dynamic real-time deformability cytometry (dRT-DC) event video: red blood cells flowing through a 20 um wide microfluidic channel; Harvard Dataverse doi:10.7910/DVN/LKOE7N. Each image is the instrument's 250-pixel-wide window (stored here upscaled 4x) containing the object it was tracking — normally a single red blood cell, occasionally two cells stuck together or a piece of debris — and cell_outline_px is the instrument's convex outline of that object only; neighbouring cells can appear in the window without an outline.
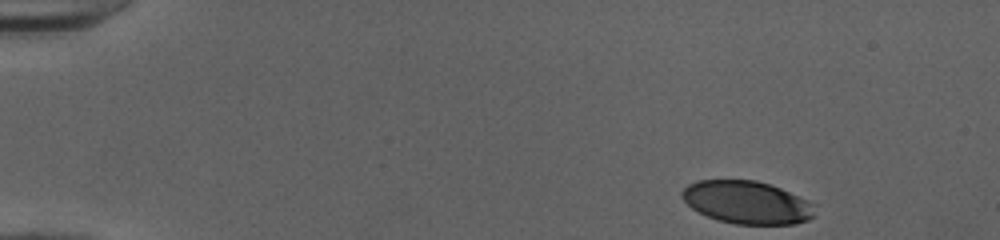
{"species": "human", "species_latin": "Homo sapiens", "temperature_condition": "cold", "stored_images_in_passage": 41, "camera_frame_rate_fps": 3000, "um_per_image_px": 0.085, "donor": {"sex": "female"}, "frame": {"image": 1, "passage_image": 1, "time_ms": 0.0, "image_size_px": [1000, 240], "cell_outline_px": [[816, 216], [808, 220], [796, 224], [736, 224], [716, 220], [692, 208], [680, 196], [680, 192], [688, 184], [696, 180], [756, 180], [780, 188], [808, 200], [816, 204]], "centroid_in_image_um": [63.52, 17.21], "position_along_channel_um": 21.5, "area_um2": 33.41}}
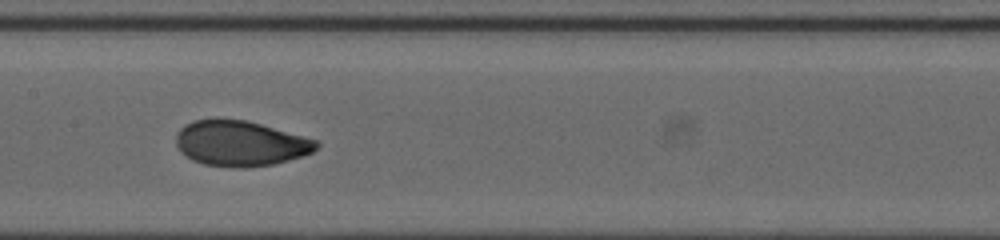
{"frame": {"image": 2, "passage_image": 22, "time_ms": 7.0, "image_size_px": [1000, 240], "cell_outline_px": [[320, 144], [312, 152], [288, 160], [272, 164], [240, 168], [228, 168], [204, 164], [192, 160], [180, 152], [176, 144], [176, 136], [180, 128], [184, 124], [192, 120], [244, 120], [260, 124], [320, 140]], "centroid_in_image_um": [20.42, 12.2], "position_along_channel_um": 187.0, "area_um2": 36.99}}
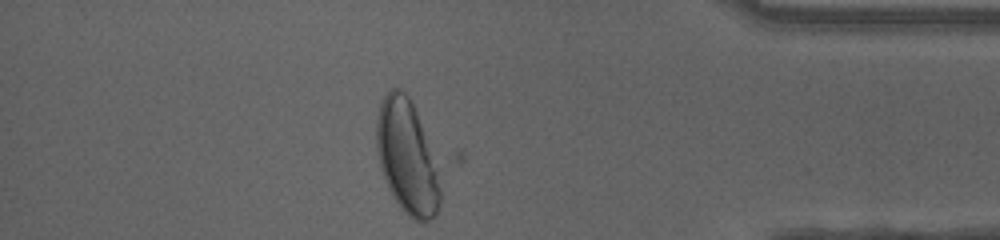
{"frame": {"image": 3, "passage_image": 40, "time_ms": 13.0, "image_size_px": [1000, 240], "cell_outline_px": [[440, 204], [436, 212], [428, 220], [412, 220], [400, 208], [388, 188], [380, 168], [376, 148], [376, 120], [380, 100], [392, 88], [400, 88], [408, 96], [416, 112], [436, 172], [440, 188]], "centroid_in_image_um": [34.52, 13.36], "position_along_channel_um": 400.7, "area_um2": 41.04}, "authors_computed_cell_mechanics": {"area_um2": 36.4718, "velocity_mm_per_s": 4.0245, "shape_relaxation_time_tau1_ms": 3.6855, "shape_relaxation_time_tau2_ms": null, "deformation_change_tau1": 0.1675, "deformation_change_tau2": null}}